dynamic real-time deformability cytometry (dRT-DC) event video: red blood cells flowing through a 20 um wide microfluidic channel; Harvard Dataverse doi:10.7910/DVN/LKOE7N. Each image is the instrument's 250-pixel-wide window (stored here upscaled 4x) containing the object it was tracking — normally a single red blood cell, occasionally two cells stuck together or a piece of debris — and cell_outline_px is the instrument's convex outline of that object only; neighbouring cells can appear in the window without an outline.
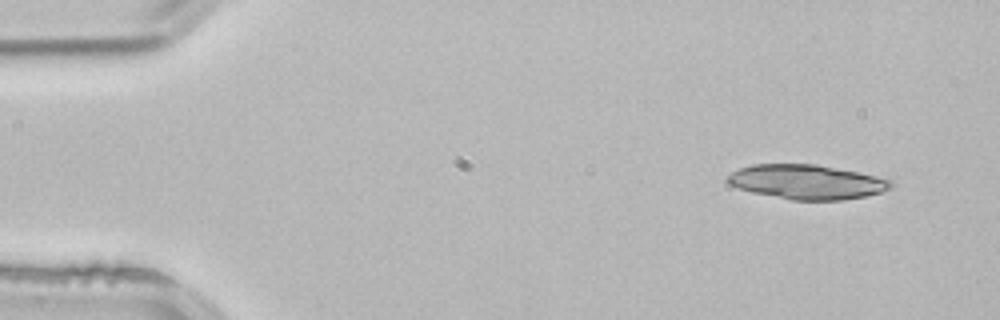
{"species": "common noctule bat (a hibernating species)", "species_latin": "Nyctalus noctula", "temperature_condition": "room temperature", "stored_images_in_passage": 3, "camera_frame_rate_fps": 3000, "um_per_image_px": 0.085, "animal": {"sex": "male", "body_mass_g": 21.5, "forearm_length_mm": 52.0}, "frame": {"image": 1, "passage_image": 1, "time_ms": 0.0, "image_size_px": [1000, 320], "cell_outline_px": [[892, 184], [888, 188], [880, 192], [864, 196], [844, 200], [792, 200], [752, 192], [728, 184], [724, 176], [740, 168], [752, 164], [816, 164], [860, 172], [892, 180]], "centroid_in_image_um": [68.54, 15.45], "position_along_channel_um": 16.5, "area_um2": 32.77}}